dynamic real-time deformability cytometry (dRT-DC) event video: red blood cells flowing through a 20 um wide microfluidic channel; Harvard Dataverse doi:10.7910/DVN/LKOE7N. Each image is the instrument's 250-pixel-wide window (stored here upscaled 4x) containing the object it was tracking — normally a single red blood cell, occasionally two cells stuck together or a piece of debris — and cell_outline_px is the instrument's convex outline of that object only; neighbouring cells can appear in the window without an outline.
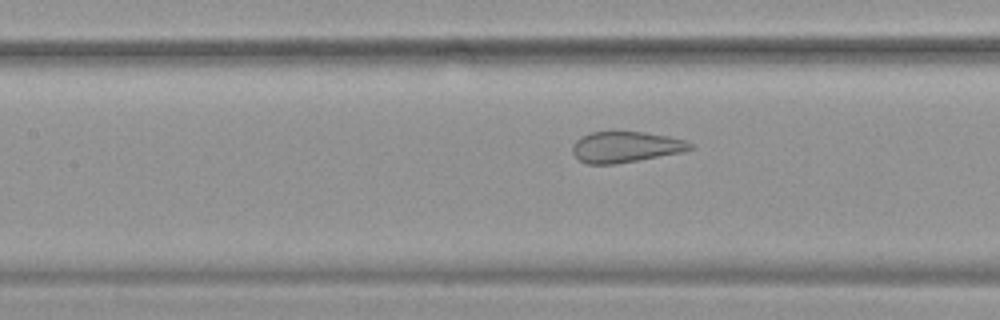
{"species": "common noctule bat (a hibernating species)", "species_latin": "Nyctalus noctula", "temperature_condition": "warm", "stored_images_in_passage": 54, "camera_frame_rate_fps": 3000, "um_per_image_px": 0.085, "animal": {"sex": "female", "body_mass_g": 19.9}, "frame": {"image": 1, "passage_image": 25, "time_ms": 8.0, "image_size_px": [1000, 320], "cell_outline_px": [[696, 148], [684, 152], [616, 164], [588, 164], [580, 160], [572, 152], [572, 144], [580, 136], [592, 132], [644, 132], [668, 136], [684, 140], [692, 144]], "centroid_in_image_um": [53.19, 12.49], "position_along_channel_um": 154.2, "area_um2": 21.27}}
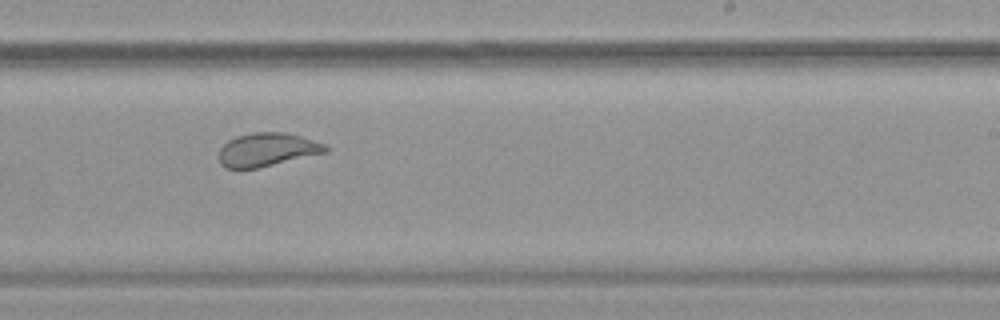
{"frame": {"image": 2, "passage_image": 34, "time_ms": 11.0, "image_size_px": [1000, 320], "cell_outline_px": [[328, 152], [256, 168], [224, 168], [220, 164], [220, 148], [228, 140], [236, 136], [252, 132], [284, 132], [300, 136], [324, 144], [328, 148]], "centroid_in_image_um": [22.69, 12.71], "position_along_channel_um": 266.3, "area_um2": 20.58}}
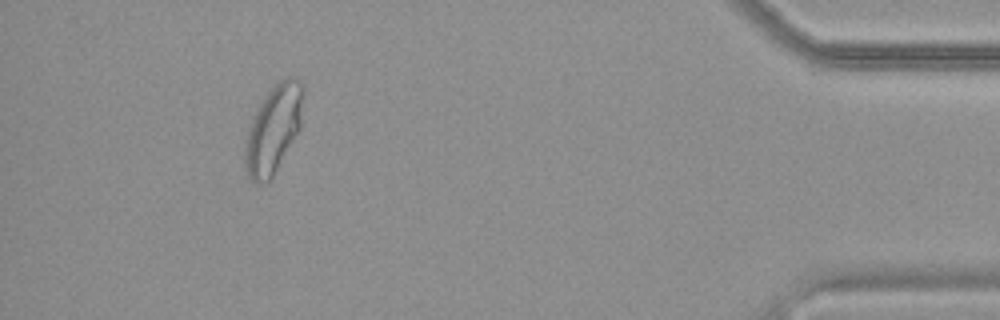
{"frame": {"image": 3, "passage_image": 50, "time_ms": 16.333, "image_size_px": [1000, 320], "cell_outline_px": [[304, 92], [300, 128], [272, 176], [268, 180], [260, 184], [256, 184], [248, 176], [244, 168], [244, 140], [252, 116], [264, 96], [272, 84], [288, 76], [296, 76], [300, 80], [304, 88]], "centroid_in_image_um": [23.22, 10.92], "position_along_channel_um": 412.0, "area_um2": 30.17}}